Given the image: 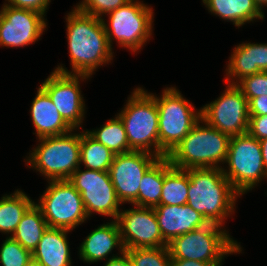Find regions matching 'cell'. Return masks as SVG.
<instances>
[{"mask_svg":"<svg viewBox=\"0 0 267 266\" xmlns=\"http://www.w3.org/2000/svg\"><path fill=\"white\" fill-rule=\"evenodd\" d=\"M66 22L72 71L62 65H58L54 71L91 76L99 66L111 62L114 52L100 18L83 13L75 7L68 13Z\"/></svg>","mask_w":267,"mask_h":266,"instance_id":"cell-1","label":"cell"},{"mask_svg":"<svg viewBox=\"0 0 267 266\" xmlns=\"http://www.w3.org/2000/svg\"><path fill=\"white\" fill-rule=\"evenodd\" d=\"M229 141L228 134L200 119L167 158L173 167L180 169L222 168L220 164H225Z\"/></svg>","mask_w":267,"mask_h":266,"instance_id":"cell-2","label":"cell"},{"mask_svg":"<svg viewBox=\"0 0 267 266\" xmlns=\"http://www.w3.org/2000/svg\"><path fill=\"white\" fill-rule=\"evenodd\" d=\"M187 204L201 215H231L240 196L221 168H190ZM233 212V213H232Z\"/></svg>","mask_w":267,"mask_h":266,"instance_id":"cell-3","label":"cell"},{"mask_svg":"<svg viewBox=\"0 0 267 266\" xmlns=\"http://www.w3.org/2000/svg\"><path fill=\"white\" fill-rule=\"evenodd\" d=\"M126 101L117 116L124 125L130 149L159 157V113L155 98L138 87Z\"/></svg>","mask_w":267,"mask_h":266,"instance_id":"cell-4","label":"cell"},{"mask_svg":"<svg viewBox=\"0 0 267 266\" xmlns=\"http://www.w3.org/2000/svg\"><path fill=\"white\" fill-rule=\"evenodd\" d=\"M39 138V144L33 148L27 161L48 181L68 180L80 167L81 133H71Z\"/></svg>","mask_w":267,"mask_h":266,"instance_id":"cell-5","label":"cell"},{"mask_svg":"<svg viewBox=\"0 0 267 266\" xmlns=\"http://www.w3.org/2000/svg\"><path fill=\"white\" fill-rule=\"evenodd\" d=\"M156 100L159 113V158L167 155L188 135L201 119V110L194 108L176 87H166Z\"/></svg>","mask_w":267,"mask_h":266,"instance_id":"cell-6","label":"cell"},{"mask_svg":"<svg viewBox=\"0 0 267 266\" xmlns=\"http://www.w3.org/2000/svg\"><path fill=\"white\" fill-rule=\"evenodd\" d=\"M225 163L222 172L240 196L267 178L260 142L248 133L230 137Z\"/></svg>","mask_w":267,"mask_h":266,"instance_id":"cell-7","label":"cell"},{"mask_svg":"<svg viewBox=\"0 0 267 266\" xmlns=\"http://www.w3.org/2000/svg\"><path fill=\"white\" fill-rule=\"evenodd\" d=\"M153 13L151 7L138 0H130L108 13L109 24H106L104 18L101 20L110 47L112 48V41L115 39L120 47L128 48L132 52L140 50L151 38Z\"/></svg>","mask_w":267,"mask_h":266,"instance_id":"cell-8","label":"cell"},{"mask_svg":"<svg viewBox=\"0 0 267 266\" xmlns=\"http://www.w3.org/2000/svg\"><path fill=\"white\" fill-rule=\"evenodd\" d=\"M41 195L40 208L49 228L72 231L88 219L81 194L69 180L48 181Z\"/></svg>","mask_w":267,"mask_h":266,"instance_id":"cell-9","label":"cell"},{"mask_svg":"<svg viewBox=\"0 0 267 266\" xmlns=\"http://www.w3.org/2000/svg\"><path fill=\"white\" fill-rule=\"evenodd\" d=\"M200 110L203 121L230 137L248 131V100L236 85L227 83L223 94Z\"/></svg>","mask_w":267,"mask_h":266,"instance_id":"cell-10","label":"cell"},{"mask_svg":"<svg viewBox=\"0 0 267 266\" xmlns=\"http://www.w3.org/2000/svg\"><path fill=\"white\" fill-rule=\"evenodd\" d=\"M68 180L81 194L88 218L93 212L114 220L118 218L122 203L117 197L109 172L91 169L83 171L79 167Z\"/></svg>","mask_w":267,"mask_h":266,"instance_id":"cell-11","label":"cell"},{"mask_svg":"<svg viewBox=\"0 0 267 266\" xmlns=\"http://www.w3.org/2000/svg\"><path fill=\"white\" fill-rule=\"evenodd\" d=\"M80 78V79H79ZM87 75L63 74L53 70L40 87L48 94L64 121L74 130L81 128L85 117V101L80 81Z\"/></svg>","mask_w":267,"mask_h":266,"instance_id":"cell-12","label":"cell"},{"mask_svg":"<svg viewBox=\"0 0 267 266\" xmlns=\"http://www.w3.org/2000/svg\"><path fill=\"white\" fill-rule=\"evenodd\" d=\"M116 220L125 250L168 246L160 232L154 208L135 206L120 210Z\"/></svg>","mask_w":267,"mask_h":266,"instance_id":"cell-13","label":"cell"},{"mask_svg":"<svg viewBox=\"0 0 267 266\" xmlns=\"http://www.w3.org/2000/svg\"><path fill=\"white\" fill-rule=\"evenodd\" d=\"M42 13L3 5L0 10V46L25 47L40 39L47 27Z\"/></svg>","mask_w":267,"mask_h":266,"instance_id":"cell-14","label":"cell"},{"mask_svg":"<svg viewBox=\"0 0 267 266\" xmlns=\"http://www.w3.org/2000/svg\"><path fill=\"white\" fill-rule=\"evenodd\" d=\"M158 159V156L143 151L115 155L109 174L121 203L130 204L138 197L143 175Z\"/></svg>","mask_w":267,"mask_h":266,"instance_id":"cell-15","label":"cell"},{"mask_svg":"<svg viewBox=\"0 0 267 266\" xmlns=\"http://www.w3.org/2000/svg\"><path fill=\"white\" fill-rule=\"evenodd\" d=\"M168 248L171 260L222 263L227 254H231L218 240L201 235L195 230L175 237L168 243Z\"/></svg>","mask_w":267,"mask_h":266,"instance_id":"cell-16","label":"cell"},{"mask_svg":"<svg viewBox=\"0 0 267 266\" xmlns=\"http://www.w3.org/2000/svg\"><path fill=\"white\" fill-rule=\"evenodd\" d=\"M225 71L227 75L225 81L232 85H236L244 77L261 71L267 72V44L243 42L237 45Z\"/></svg>","mask_w":267,"mask_h":266,"instance_id":"cell-17","label":"cell"},{"mask_svg":"<svg viewBox=\"0 0 267 266\" xmlns=\"http://www.w3.org/2000/svg\"><path fill=\"white\" fill-rule=\"evenodd\" d=\"M116 246L121 253L125 251L118 222L112 219V222L97 227L85 237L79 248L80 259L87 263L106 260Z\"/></svg>","mask_w":267,"mask_h":266,"instance_id":"cell-18","label":"cell"},{"mask_svg":"<svg viewBox=\"0 0 267 266\" xmlns=\"http://www.w3.org/2000/svg\"><path fill=\"white\" fill-rule=\"evenodd\" d=\"M154 211L162 237L167 243L175 237L195 230L203 216L188 204L157 205Z\"/></svg>","mask_w":267,"mask_h":266,"instance_id":"cell-19","label":"cell"},{"mask_svg":"<svg viewBox=\"0 0 267 266\" xmlns=\"http://www.w3.org/2000/svg\"><path fill=\"white\" fill-rule=\"evenodd\" d=\"M37 138L66 134L73 129L64 121L48 94L39 86L30 108Z\"/></svg>","mask_w":267,"mask_h":266,"instance_id":"cell-20","label":"cell"},{"mask_svg":"<svg viewBox=\"0 0 267 266\" xmlns=\"http://www.w3.org/2000/svg\"><path fill=\"white\" fill-rule=\"evenodd\" d=\"M69 230L47 228L43 233L32 257L42 266H72L69 242Z\"/></svg>","mask_w":267,"mask_h":266,"instance_id":"cell-21","label":"cell"},{"mask_svg":"<svg viewBox=\"0 0 267 266\" xmlns=\"http://www.w3.org/2000/svg\"><path fill=\"white\" fill-rule=\"evenodd\" d=\"M209 12L220 19L233 22L236 27L255 19H264V12L254 0H202Z\"/></svg>","mask_w":267,"mask_h":266,"instance_id":"cell-22","label":"cell"},{"mask_svg":"<svg viewBox=\"0 0 267 266\" xmlns=\"http://www.w3.org/2000/svg\"><path fill=\"white\" fill-rule=\"evenodd\" d=\"M189 176L187 169L173 167L164 157V181L159 205H184L188 199Z\"/></svg>","mask_w":267,"mask_h":266,"instance_id":"cell-23","label":"cell"},{"mask_svg":"<svg viewBox=\"0 0 267 266\" xmlns=\"http://www.w3.org/2000/svg\"><path fill=\"white\" fill-rule=\"evenodd\" d=\"M47 228V222L40 208L34 202L24 213L11 237L33 253Z\"/></svg>","mask_w":267,"mask_h":266,"instance_id":"cell-24","label":"cell"},{"mask_svg":"<svg viewBox=\"0 0 267 266\" xmlns=\"http://www.w3.org/2000/svg\"><path fill=\"white\" fill-rule=\"evenodd\" d=\"M34 203L24 192L16 190L13 194L0 199V232L10 234L17 229L24 213Z\"/></svg>","mask_w":267,"mask_h":266,"instance_id":"cell-25","label":"cell"},{"mask_svg":"<svg viewBox=\"0 0 267 266\" xmlns=\"http://www.w3.org/2000/svg\"><path fill=\"white\" fill-rule=\"evenodd\" d=\"M164 181V157L159 158L143 175L138 197L131 203L140 207H156L160 204V196Z\"/></svg>","mask_w":267,"mask_h":266,"instance_id":"cell-26","label":"cell"},{"mask_svg":"<svg viewBox=\"0 0 267 266\" xmlns=\"http://www.w3.org/2000/svg\"><path fill=\"white\" fill-rule=\"evenodd\" d=\"M115 154L94 139L88 132H81L80 163L86 169L109 172Z\"/></svg>","mask_w":267,"mask_h":266,"instance_id":"cell-27","label":"cell"},{"mask_svg":"<svg viewBox=\"0 0 267 266\" xmlns=\"http://www.w3.org/2000/svg\"><path fill=\"white\" fill-rule=\"evenodd\" d=\"M87 132L115 155L132 151L129 147L124 125L117 115L115 118L108 120L102 127L92 131L87 130Z\"/></svg>","mask_w":267,"mask_h":266,"instance_id":"cell-28","label":"cell"},{"mask_svg":"<svg viewBox=\"0 0 267 266\" xmlns=\"http://www.w3.org/2000/svg\"><path fill=\"white\" fill-rule=\"evenodd\" d=\"M228 216L230 217V215H204L196 225L195 231L218 240L231 254L240 253L242 251L240 244L222 228Z\"/></svg>","mask_w":267,"mask_h":266,"instance_id":"cell-29","label":"cell"},{"mask_svg":"<svg viewBox=\"0 0 267 266\" xmlns=\"http://www.w3.org/2000/svg\"><path fill=\"white\" fill-rule=\"evenodd\" d=\"M131 266H170L171 256L168 246L127 249Z\"/></svg>","mask_w":267,"mask_h":266,"instance_id":"cell-30","label":"cell"},{"mask_svg":"<svg viewBox=\"0 0 267 266\" xmlns=\"http://www.w3.org/2000/svg\"><path fill=\"white\" fill-rule=\"evenodd\" d=\"M32 258V253L25 249L12 237H7L0 248V263L2 266H26Z\"/></svg>","mask_w":267,"mask_h":266,"instance_id":"cell-31","label":"cell"},{"mask_svg":"<svg viewBox=\"0 0 267 266\" xmlns=\"http://www.w3.org/2000/svg\"><path fill=\"white\" fill-rule=\"evenodd\" d=\"M236 86L249 101L262 95H267V72L255 73L241 79Z\"/></svg>","mask_w":267,"mask_h":266,"instance_id":"cell-32","label":"cell"},{"mask_svg":"<svg viewBox=\"0 0 267 266\" xmlns=\"http://www.w3.org/2000/svg\"><path fill=\"white\" fill-rule=\"evenodd\" d=\"M129 1L130 0H83L75 7L83 13L102 19L105 14L114 11Z\"/></svg>","mask_w":267,"mask_h":266,"instance_id":"cell-33","label":"cell"},{"mask_svg":"<svg viewBox=\"0 0 267 266\" xmlns=\"http://www.w3.org/2000/svg\"><path fill=\"white\" fill-rule=\"evenodd\" d=\"M247 133L257 140L267 138V115L249 116Z\"/></svg>","mask_w":267,"mask_h":266,"instance_id":"cell-34","label":"cell"},{"mask_svg":"<svg viewBox=\"0 0 267 266\" xmlns=\"http://www.w3.org/2000/svg\"><path fill=\"white\" fill-rule=\"evenodd\" d=\"M8 3L4 5H10L16 8H23L33 10L45 15L51 0H6Z\"/></svg>","mask_w":267,"mask_h":266,"instance_id":"cell-35","label":"cell"},{"mask_svg":"<svg viewBox=\"0 0 267 266\" xmlns=\"http://www.w3.org/2000/svg\"><path fill=\"white\" fill-rule=\"evenodd\" d=\"M249 116L267 115V95L252 98L248 101Z\"/></svg>","mask_w":267,"mask_h":266,"instance_id":"cell-36","label":"cell"},{"mask_svg":"<svg viewBox=\"0 0 267 266\" xmlns=\"http://www.w3.org/2000/svg\"><path fill=\"white\" fill-rule=\"evenodd\" d=\"M120 254L119 256L114 254L112 257L110 256L104 266H131L128 254L125 251Z\"/></svg>","mask_w":267,"mask_h":266,"instance_id":"cell-37","label":"cell"},{"mask_svg":"<svg viewBox=\"0 0 267 266\" xmlns=\"http://www.w3.org/2000/svg\"><path fill=\"white\" fill-rule=\"evenodd\" d=\"M222 263H206L202 261H195V260H171L170 266H222Z\"/></svg>","mask_w":267,"mask_h":266,"instance_id":"cell-38","label":"cell"},{"mask_svg":"<svg viewBox=\"0 0 267 266\" xmlns=\"http://www.w3.org/2000/svg\"><path fill=\"white\" fill-rule=\"evenodd\" d=\"M261 145V153L263 156V164L267 173V138L259 140Z\"/></svg>","mask_w":267,"mask_h":266,"instance_id":"cell-39","label":"cell"},{"mask_svg":"<svg viewBox=\"0 0 267 266\" xmlns=\"http://www.w3.org/2000/svg\"><path fill=\"white\" fill-rule=\"evenodd\" d=\"M26 266H42L39 261L34 259L33 257L27 262Z\"/></svg>","mask_w":267,"mask_h":266,"instance_id":"cell-40","label":"cell"},{"mask_svg":"<svg viewBox=\"0 0 267 266\" xmlns=\"http://www.w3.org/2000/svg\"><path fill=\"white\" fill-rule=\"evenodd\" d=\"M254 2L258 5V7L263 10L264 6L267 7V0H254Z\"/></svg>","mask_w":267,"mask_h":266,"instance_id":"cell-41","label":"cell"}]
</instances>
